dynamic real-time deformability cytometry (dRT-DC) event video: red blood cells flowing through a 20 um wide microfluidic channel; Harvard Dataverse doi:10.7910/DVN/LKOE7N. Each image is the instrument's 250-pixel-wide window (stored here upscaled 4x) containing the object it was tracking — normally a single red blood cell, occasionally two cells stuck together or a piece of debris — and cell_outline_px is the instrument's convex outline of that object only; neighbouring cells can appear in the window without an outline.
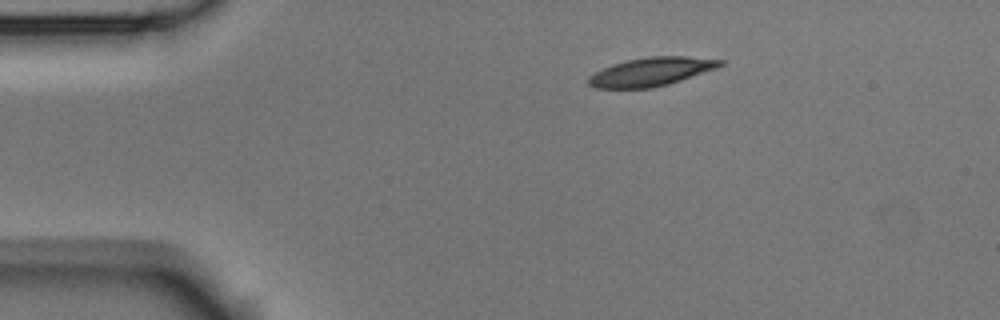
{"species": "Egyptian fruit bat (a non-hibernating species)", "species_latin": "Rousettus aegyptiacus", "temperature_condition": "room temperature", "stored_images_in_passage": 3, "camera_frame_rate_fps": 3000, "um_per_image_px": 0.085, "animal": {"sex": "male"}, "frame": {"image": 1, "passage_image": 1, "time_ms": 0.0, "image_size_px": [1000, 320], "cell_outline_px": [[724, 64], [716, 68], [668, 84], [652, 88], [596, 88], [588, 84], [588, 76], [612, 64], [628, 60], [648, 56], [684, 56], [724, 60]], "centroid_in_image_um": [55.34, 6.09], "position_along_channel_um": 29.7, "area_um2": 21.68}}
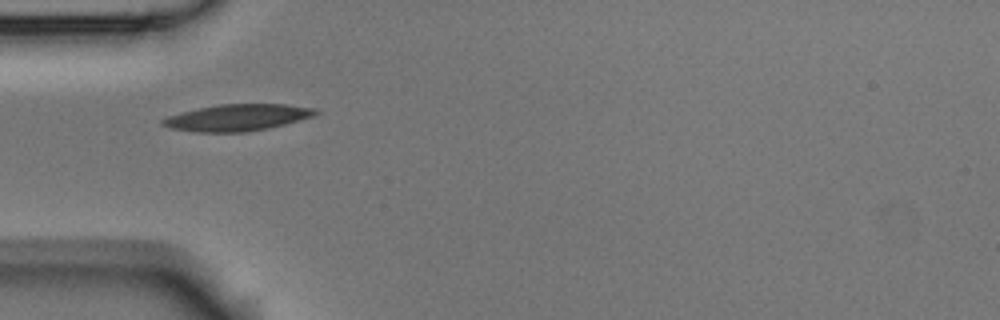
{"frame": {"image": 2, "passage_image": 3, "time_ms": 0.667, "image_size_px": [1000, 320], "cell_outline_px": [[320, 112], [312, 116], [284, 124], [268, 128], [244, 132], [196, 132], [168, 128], [160, 124], [160, 120], [168, 116], [200, 108], [220, 104], [288, 104], [316, 108]], "centroid_in_image_um": [20.17, 9.99], "position_along_channel_um": 64.8, "area_um2": 23.58}}